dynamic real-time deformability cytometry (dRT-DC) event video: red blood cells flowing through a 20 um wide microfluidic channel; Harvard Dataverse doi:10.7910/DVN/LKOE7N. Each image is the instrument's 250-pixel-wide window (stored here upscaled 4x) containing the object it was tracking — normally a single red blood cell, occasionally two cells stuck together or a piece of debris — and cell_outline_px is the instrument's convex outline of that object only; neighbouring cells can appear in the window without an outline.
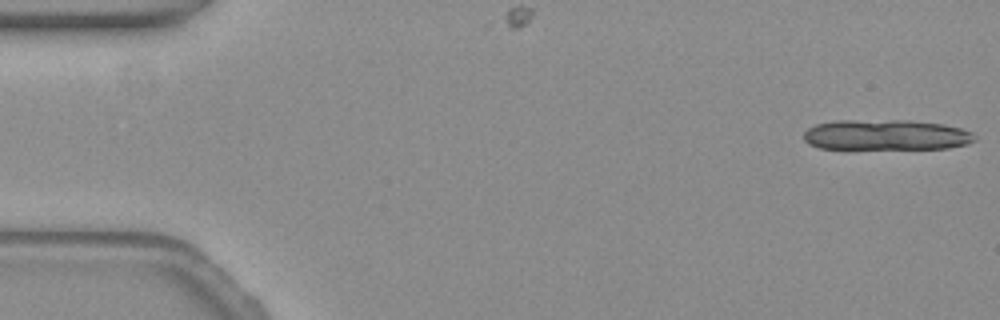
{"species": "common noctule bat (a hibernating species)", "species_latin": "Nyctalus noctula", "temperature_condition": "warm", "stored_images_in_passage": 12, "camera_frame_rate_fps": 3000, "um_per_image_px": 0.085, "animal": {"sex": "female", "body_mass_g": 19.3, "forearm_length_mm": 54.1}, "frame": {"image": 1, "passage_image": 1, "time_ms": 0.0, "image_size_px": [1000, 320], "cell_outline_px": [[976, 140], [964, 144], [948, 148], [820, 148], [804, 140], [804, 132], [808, 128], [816, 124], [840, 120], [912, 120], [944, 124], [960, 128], [972, 132], [976, 136]], "centroid_in_image_um": [75.34, 11.45], "position_along_channel_um": 9.7, "area_um2": 30.17}}